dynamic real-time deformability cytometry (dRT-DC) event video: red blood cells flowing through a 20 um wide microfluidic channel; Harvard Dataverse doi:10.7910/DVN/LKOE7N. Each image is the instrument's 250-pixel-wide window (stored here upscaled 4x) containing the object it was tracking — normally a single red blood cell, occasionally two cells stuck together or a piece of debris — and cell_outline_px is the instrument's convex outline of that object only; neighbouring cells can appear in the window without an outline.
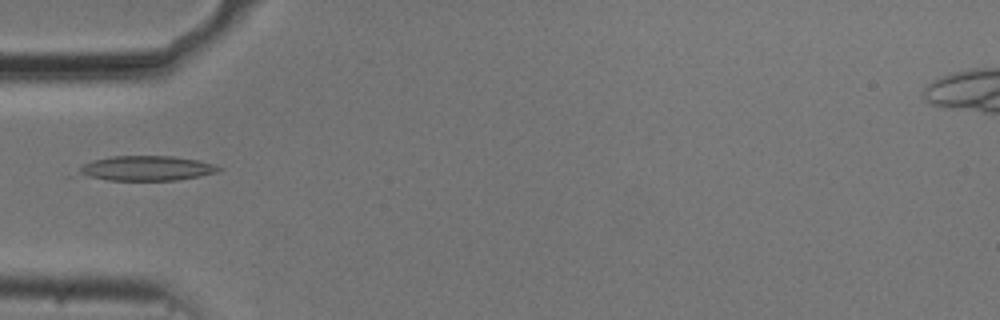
{"species": "common noctule bat (a hibernating species)", "species_latin": "Nyctalus noctula", "temperature_condition": "cold", "stored_images_in_passage": 11, "camera_frame_rate_fps": 3000, "um_per_image_px": 0.085, "animal": {"sex": "male", "body_mass_g": 20.5, "forearm_length_mm": 52.5}, "frame": {"image": 1, "passage_image": 1, "time_ms": 0.0, "image_size_px": [1000, 320], "cell_outline_px": [[224, 168], [216, 172], [176, 180], [108, 180], [64, 176], [84, 164], [92, 160], [112, 156], [172, 156], [200, 160]], "centroid_in_image_um": [12.2, 14.32], "position_along_channel_um": 72.8, "area_um2": 20.92}}
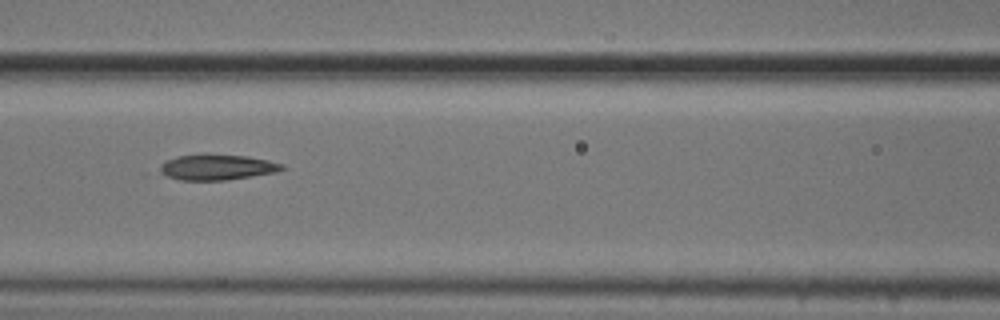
{"frame": {"image": 2, "passage_image": 7, "time_ms": 2.0, "image_size_px": [1000, 320], "cell_outline_px": [[288, 168], [276, 172], [224, 180], [180, 180], [168, 176], [160, 172], [160, 164], [164, 160], [176, 156], [204, 152], [208, 152], [248, 156], [268, 160], [284, 164]], "centroid_in_image_um": [18.44, 14.17], "position_along_channel_um": 148.2, "area_um2": 18.79}}
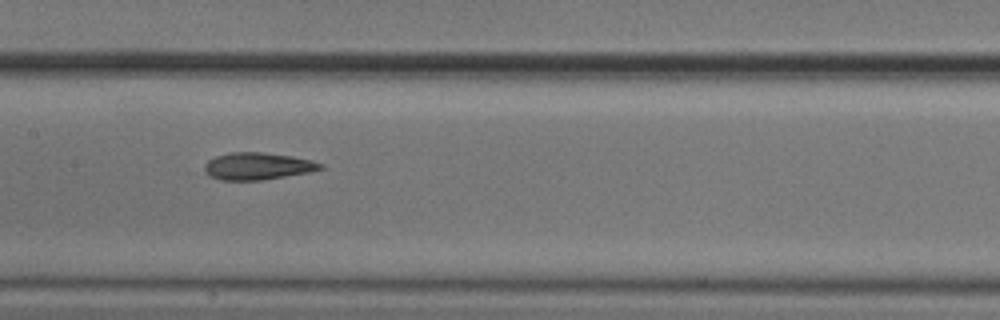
{"frame": {"image": 3, "passage_image": 10, "time_ms": 3.0, "image_size_px": [1000, 320], "cell_outline_px": [[324, 168], [308, 172], [260, 180], [220, 180], [208, 176], [204, 172], [204, 164], [208, 160], [216, 156], [232, 152], [260, 152], [292, 156], [312, 160], [324, 164]], "centroid_in_image_um": [21.86, 14.12], "position_along_channel_um": 185.5, "area_um2": 18.32}}